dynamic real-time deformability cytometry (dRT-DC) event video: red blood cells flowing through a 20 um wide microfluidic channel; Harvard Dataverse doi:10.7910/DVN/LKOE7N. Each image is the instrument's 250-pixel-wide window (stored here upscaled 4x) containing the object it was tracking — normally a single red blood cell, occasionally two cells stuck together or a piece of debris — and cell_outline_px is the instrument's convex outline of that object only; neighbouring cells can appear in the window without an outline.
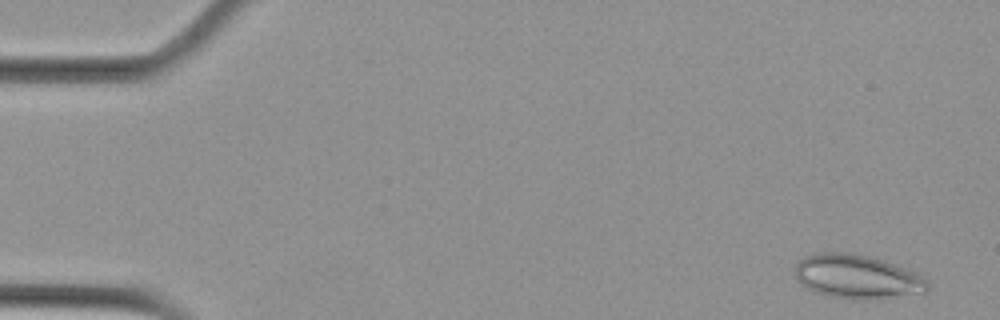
{"species": "Egyptian fruit bat (a non-hibernating species)", "species_latin": "Rousettus aegyptiacus", "temperature_condition": "cold", "stored_images_in_passage": 5, "camera_frame_rate_fps": 3000, "um_per_image_px": 0.085, "animal": {"sex": "female"}, "frame": {"image": 1, "passage_image": 1, "time_ms": 0.0, "image_size_px": [1000, 320], "cell_outline_px": [[928, 292], [864, 300], [860, 300], [828, 296], [816, 292], [808, 288], [796, 276], [796, 264], [804, 256], [820, 252], [852, 252], [880, 260], [892, 264], [912, 272], [928, 280]], "centroid_in_image_um": [72.84, 23.52], "position_along_channel_um": 12.2, "area_um2": 33.35}}